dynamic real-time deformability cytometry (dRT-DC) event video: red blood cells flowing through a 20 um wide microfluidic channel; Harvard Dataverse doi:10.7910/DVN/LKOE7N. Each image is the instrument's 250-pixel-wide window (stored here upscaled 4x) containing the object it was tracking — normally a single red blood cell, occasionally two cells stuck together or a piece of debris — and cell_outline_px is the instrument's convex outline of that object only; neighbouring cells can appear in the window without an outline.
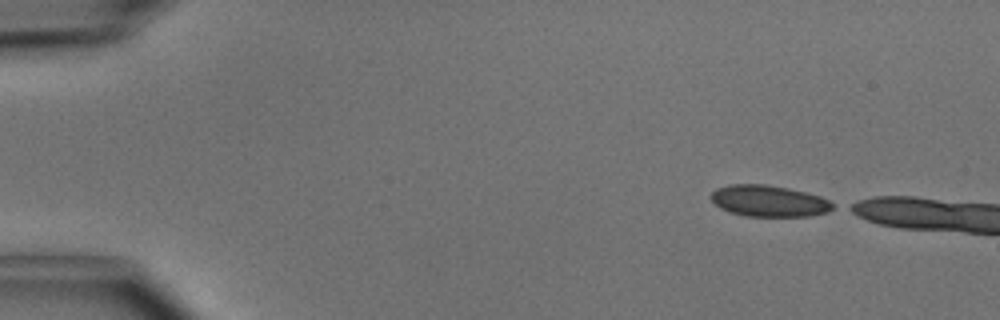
{"species": "common noctule bat (a hibernating species)", "species_latin": "Nyctalus noctula", "temperature_condition": "cold", "stored_images_in_passage": 4, "camera_frame_rate_fps": 3000, "um_per_image_px": 0.085, "animal": {"sex": "male", "body_mass_g": 15.6}, "frame": {"image": 1, "passage_image": 1, "time_ms": 0.0, "image_size_px": [1000, 320], "cell_outline_px": [[836, 208], [828, 212], [808, 216], [744, 216], [728, 212], [720, 208], [712, 200], [712, 192], [716, 188], [728, 184], [764, 184], [788, 188], [820, 196], [836, 204]], "centroid_in_image_um": [65.37, 17.09], "position_along_channel_um": 19.6, "area_um2": 22.37}}